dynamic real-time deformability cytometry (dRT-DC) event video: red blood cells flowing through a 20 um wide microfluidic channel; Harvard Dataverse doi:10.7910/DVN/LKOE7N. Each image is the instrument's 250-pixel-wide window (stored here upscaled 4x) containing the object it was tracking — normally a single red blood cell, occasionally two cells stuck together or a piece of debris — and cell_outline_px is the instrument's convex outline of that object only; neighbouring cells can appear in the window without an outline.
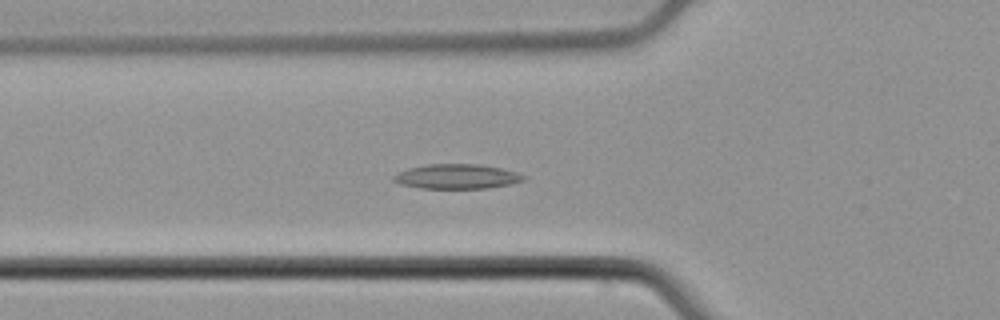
{"species": "common noctule bat (a hibernating species)", "species_latin": "Nyctalus noctula", "temperature_condition": "cold", "stored_images_in_passage": 54, "camera_frame_rate_fps": 3000, "um_per_image_px": 0.085, "animal": {"sex": "male", "body_mass_g": 21.5, "forearm_length_mm": 52.0}, "frame": {"image": 1, "passage_image": 20, "time_ms": 6.333, "image_size_px": [1000, 320], "cell_outline_px": [[528, 176], [524, 180], [512, 184], [488, 188], [420, 188], [400, 184], [392, 180], [392, 176], [408, 168], [428, 164], [480, 164], [500, 168], [516, 172]], "centroid_in_image_um": [38.85, 15.0], "position_along_channel_um": 86.9, "area_um2": 18.73}}
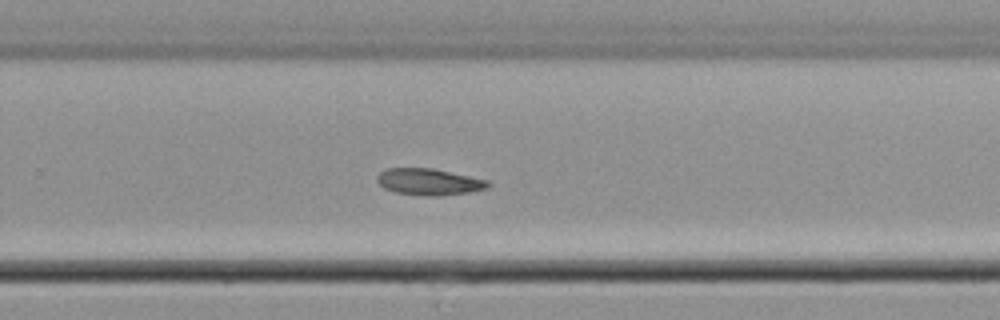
{"frame": {"image": 2, "passage_image": 36, "time_ms": 11.667, "image_size_px": [1000, 320], "cell_outline_px": [[488, 188], [468, 192], [440, 196], [428, 196], [396, 192], [384, 188], [376, 180], [376, 176], [380, 172], [388, 168], [432, 168], [488, 180]], "centroid_in_image_um": [36.44, 15.45], "position_along_channel_um": 293.4, "area_um2": 16.99}}
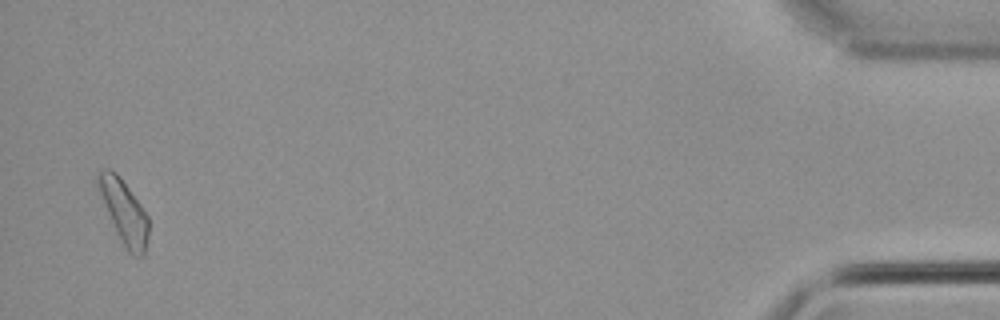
{"frame": {"image": 3, "passage_image": 53, "time_ms": 17.333, "image_size_px": [1000, 320], "cell_outline_px": [[148, 236], [144, 256], [132, 256], [124, 248], [116, 232], [100, 192], [96, 180], [96, 172], [100, 168], [108, 168], [116, 172], [120, 176], [140, 204], [148, 216]], "centroid_in_image_um": [10.54, 18.0], "position_along_channel_um": 424.7, "area_um2": 18.55}}